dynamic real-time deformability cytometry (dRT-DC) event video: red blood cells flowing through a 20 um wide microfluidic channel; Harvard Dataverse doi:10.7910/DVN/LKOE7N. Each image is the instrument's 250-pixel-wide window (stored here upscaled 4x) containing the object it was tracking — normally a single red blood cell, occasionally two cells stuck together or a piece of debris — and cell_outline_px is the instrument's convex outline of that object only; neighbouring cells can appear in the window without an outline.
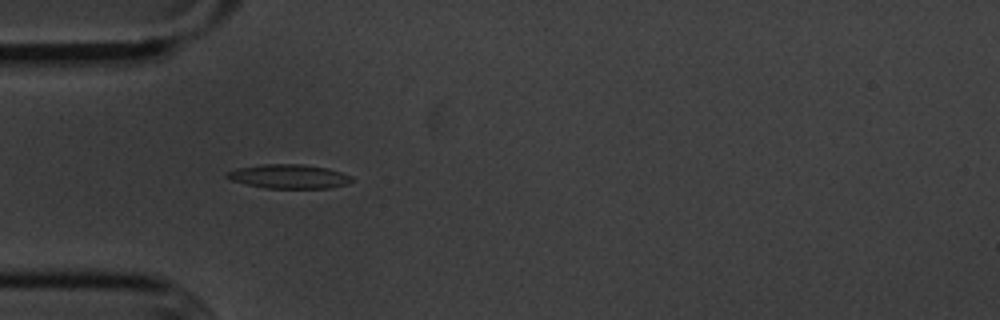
{"species": "common noctule bat (a hibernating species)", "species_latin": "Nyctalus noctula", "temperature_condition": "cold", "stored_images_in_passage": 40, "camera_frame_rate_fps": 3000, "um_per_image_px": 0.085, "animal": {"sex": "male", "body_mass_g": 20.1, "forearm_length_mm": 53.5}, "frame": {"image": 1, "passage_image": 1, "time_ms": 0.0, "image_size_px": [1000, 320], "cell_outline_px": [[352, 180], [348, 184], [332, 188], [264, 188], [232, 180], [224, 176], [228, 172], [236, 168], [260, 164], [300, 164], [324, 168], [340, 172], [352, 176]], "centroid_in_image_um": [24.55, 15.0], "position_along_channel_um": 60.4, "area_um2": 17.4}}
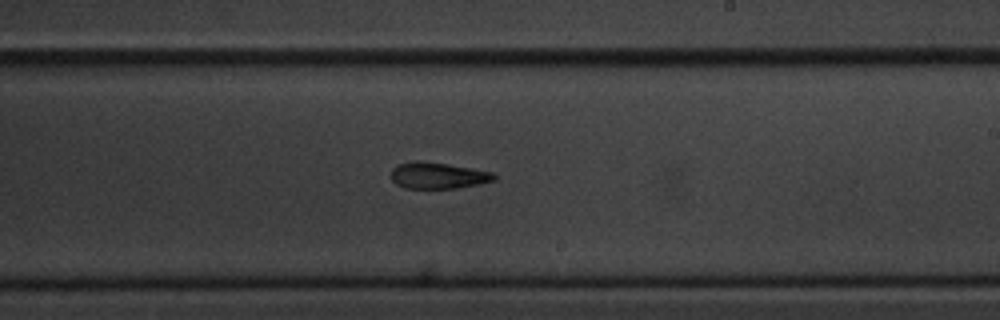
{"frame": {"image": 2, "passage_image": 17, "time_ms": 5.333, "image_size_px": [1000, 320], "cell_outline_px": [[496, 180], [480, 184], [456, 188], [404, 188], [396, 184], [392, 180], [392, 168], [400, 164], [416, 160], [420, 160], [448, 164], [492, 172], [496, 176]], "centroid_in_image_um": [37.23, 14.92], "position_along_channel_um": 251.8, "area_um2": 15.78}}
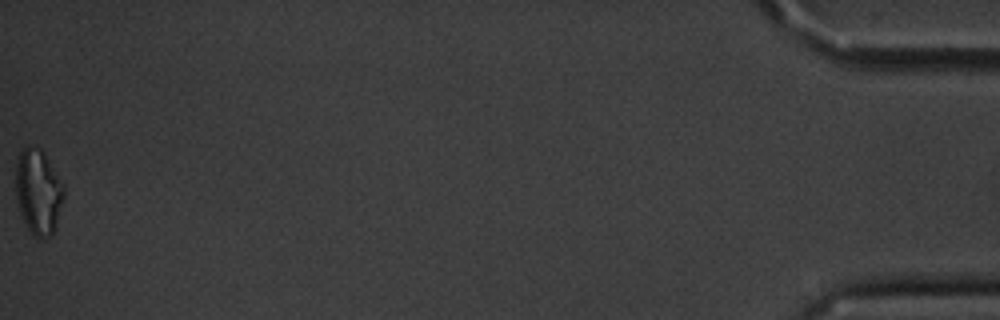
{"frame": {"image": 3, "passage_image": 40, "time_ms": 13.0, "image_size_px": [1000, 320], "cell_outline_px": [[64, 196], [52, 236], [44, 240], [32, 236], [20, 212], [16, 196], [16, 160], [20, 152], [28, 144], [40, 148], [44, 152], [64, 184]], "centroid_in_image_um": [3.26, 16.29], "position_along_channel_um": 431.9, "area_um2": 24.1}, "authors_computed_cell_mechanics": {"area_um2": 16.9354, "velocity_mm_per_s": 3.6195, "shape_relaxation_time_tau1_ms": 3.5249, "shape_relaxation_time_tau2_ms": 5.4305, "deformation_change_tau1": 0.1382, "deformation_change_tau2": 0.1494}}